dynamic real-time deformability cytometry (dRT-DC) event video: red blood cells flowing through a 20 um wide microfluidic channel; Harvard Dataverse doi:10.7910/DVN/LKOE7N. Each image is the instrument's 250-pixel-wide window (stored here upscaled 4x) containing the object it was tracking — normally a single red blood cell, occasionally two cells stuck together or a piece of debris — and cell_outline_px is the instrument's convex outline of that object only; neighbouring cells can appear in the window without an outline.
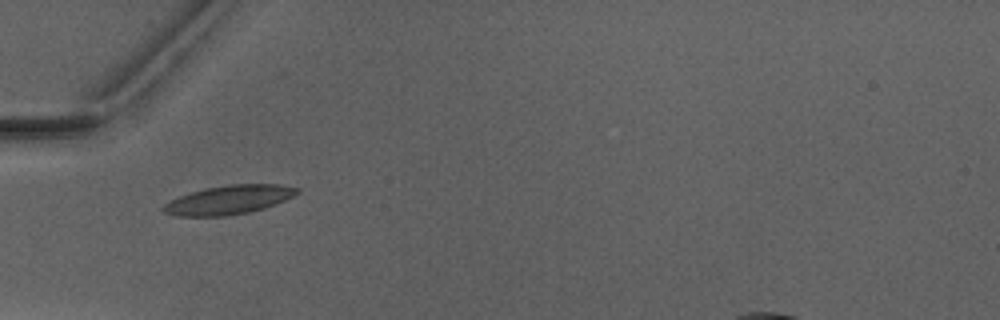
{"species": "Egyptian fruit bat (a non-hibernating species)", "species_latin": "Rousettus aegyptiacus", "temperature_condition": "warm", "stored_images_in_passage": 4, "camera_frame_rate_fps": 3000, "um_per_image_px": 0.085, "animal": {"sex": "male"}, "frame": {"image": 1, "passage_image": 4, "time_ms": 3.667, "image_size_px": [1000, 320], "cell_outline_px": [[300, 192], [284, 200], [264, 208], [248, 212], [224, 216], [176, 216], [164, 212], [160, 208], [168, 200], [204, 188], [232, 184], [280, 184], [300, 188]], "centroid_in_image_um": [19.42, 16.98], "position_along_channel_um": 65.6, "area_um2": 22.48}}